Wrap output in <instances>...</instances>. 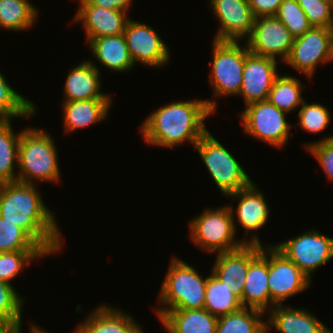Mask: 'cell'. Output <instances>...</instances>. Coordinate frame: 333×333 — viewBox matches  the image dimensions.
<instances>
[{"instance_id": "d6986e66", "label": "cell", "mask_w": 333, "mask_h": 333, "mask_svg": "<svg viewBox=\"0 0 333 333\" xmlns=\"http://www.w3.org/2000/svg\"><path fill=\"white\" fill-rule=\"evenodd\" d=\"M100 69L92 60H84L72 67L65 79L62 102L82 100H113L101 91Z\"/></svg>"}, {"instance_id": "d6a6232c", "label": "cell", "mask_w": 333, "mask_h": 333, "mask_svg": "<svg viewBox=\"0 0 333 333\" xmlns=\"http://www.w3.org/2000/svg\"><path fill=\"white\" fill-rule=\"evenodd\" d=\"M48 255L44 251H14L0 253V280L11 285L19 273L24 268L30 266L34 260L46 258Z\"/></svg>"}, {"instance_id": "836d02e7", "label": "cell", "mask_w": 333, "mask_h": 333, "mask_svg": "<svg viewBox=\"0 0 333 333\" xmlns=\"http://www.w3.org/2000/svg\"><path fill=\"white\" fill-rule=\"evenodd\" d=\"M43 251L21 228L0 217V253Z\"/></svg>"}, {"instance_id": "d4e9b609", "label": "cell", "mask_w": 333, "mask_h": 333, "mask_svg": "<svg viewBox=\"0 0 333 333\" xmlns=\"http://www.w3.org/2000/svg\"><path fill=\"white\" fill-rule=\"evenodd\" d=\"M159 319L168 333H216L218 317L202 308L169 310Z\"/></svg>"}, {"instance_id": "ba28073f", "label": "cell", "mask_w": 333, "mask_h": 333, "mask_svg": "<svg viewBox=\"0 0 333 333\" xmlns=\"http://www.w3.org/2000/svg\"><path fill=\"white\" fill-rule=\"evenodd\" d=\"M239 113L243 131L254 139L281 148L289 142L290 129L286 113L278 109L268 100L251 103Z\"/></svg>"}, {"instance_id": "3957f363", "label": "cell", "mask_w": 333, "mask_h": 333, "mask_svg": "<svg viewBox=\"0 0 333 333\" xmlns=\"http://www.w3.org/2000/svg\"><path fill=\"white\" fill-rule=\"evenodd\" d=\"M54 138L38 127L24 128L18 149L17 181L59 183L61 172Z\"/></svg>"}, {"instance_id": "5bb4252c", "label": "cell", "mask_w": 333, "mask_h": 333, "mask_svg": "<svg viewBox=\"0 0 333 333\" xmlns=\"http://www.w3.org/2000/svg\"><path fill=\"white\" fill-rule=\"evenodd\" d=\"M259 189L260 188L252 182L248 187L225 197H232V201L236 200L238 202L236 203L237 206L235 209L228 205L235 230H237V224H240L245 232L244 237L251 236L249 244L263 245V242L260 241L261 239L257 234L268 222L270 210L263 192Z\"/></svg>"}, {"instance_id": "7c38bea8", "label": "cell", "mask_w": 333, "mask_h": 333, "mask_svg": "<svg viewBox=\"0 0 333 333\" xmlns=\"http://www.w3.org/2000/svg\"><path fill=\"white\" fill-rule=\"evenodd\" d=\"M123 35L134 64L139 62L157 69L168 64L170 48L149 24L129 18Z\"/></svg>"}, {"instance_id": "f1b7e54d", "label": "cell", "mask_w": 333, "mask_h": 333, "mask_svg": "<svg viewBox=\"0 0 333 333\" xmlns=\"http://www.w3.org/2000/svg\"><path fill=\"white\" fill-rule=\"evenodd\" d=\"M280 74L274 81L267 100L280 110L291 113L297 110L303 101L302 91L305 88L295 76Z\"/></svg>"}, {"instance_id": "ab89813d", "label": "cell", "mask_w": 333, "mask_h": 333, "mask_svg": "<svg viewBox=\"0 0 333 333\" xmlns=\"http://www.w3.org/2000/svg\"><path fill=\"white\" fill-rule=\"evenodd\" d=\"M93 5L113 9L125 11L129 14L130 6H132L133 0H89Z\"/></svg>"}, {"instance_id": "f546056e", "label": "cell", "mask_w": 333, "mask_h": 333, "mask_svg": "<svg viewBox=\"0 0 333 333\" xmlns=\"http://www.w3.org/2000/svg\"><path fill=\"white\" fill-rule=\"evenodd\" d=\"M208 275L204 309L216 317L240 310L242 308L240 299L212 272Z\"/></svg>"}, {"instance_id": "4fadbf2b", "label": "cell", "mask_w": 333, "mask_h": 333, "mask_svg": "<svg viewBox=\"0 0 333 333\" xmlns=\"http://www.w3.org/2000/svg\"><path fill=\"white\" fill-rule=\"evenodd\" d=\"M293 42L294 37L276 16L256 17L251 34L245 41L250 53L280 58L283 62L289 56Z\"/></svg>"}, {"instance_id": "e0dca14e", "label": "cell", "mask_w": 333, "mask_h": 333, "mask_svg": "<svg viewBox=\"0 0 333 333\" xmlns=\"http://www.w3.org/2000/svg\"><path fill=\"white\" fill-rule=\"evenodd\" d=\"M260 252L261 245L245 244L237 250L218 253L215 257L211 272L240 299L241 305L249 264Z\"/></svg>"}, {"instance_id": "8992f818", "label": "cell", "mask_w": 333, "mask_h": 333, "mask_svg": "<svg viewBox=\"0 0 333 333\" xmlns=\"http://www.w3.org/2000/svg\"><path fill=\"white\" fill-rule=\"evenodd\" d=\"M194 148L224 196L244 189L253 182L239 161L235 159V156L209 130L201 137Z\"/></svg>"}, {"instance_id": "9a60e30c", "label": "cell", "mask_w": 333, "mask_h": 333, "mask_svg": "<svg viewBox=\"0 0 333 333\" xmlns=\"http://www.w3.org/2000/svg\"><path fill=\"white\" fill-rule=\"evenodd\" d=\"M219 27L214 40L243 41L251 34L254 15L248 0H210Z\"/></svg>"}, {"instance_id": "60d3db41", "label": "cell", "mask_w": 333, "mask_h": 333, "mask_svg": "<svg viewBox=\"0 0 333 333\" xmlns=\"http://www.w3.org/2000/svg\"><path fill=\"white\" fill-rule=\"evenodd\" d=\"M22 322H20L12 331V333H22ZM30 331L29 333H49L48 331H46L45 329H43L42 327L40 328V326H38L37 324L31 322L30 324ZM51 333V332H50Z\"/></svg>"}, {"instance_id": "4dcf8cb0", "label": "cell", "mask_w": 333, "mask_h": 333, "mask_svg": "<svg viewBox=\"0 0 333 333\" xmlns=\"http://www.w3.org/2000/svg\"><path fill=\"white\" fill-rule=\"evenodd\" d=\"M37 105L17 93L5 76L0 72V121H12L11 118H26L36 114Z\"/></svg>"}, {"instance_id": "4316f807", "label": "cell", "mask_w": 333, "mask_h": 333, "mask_svg": "<svg viewBox=\"0 0 333 333\" xmlns=\"http://www.w3.org/2000/svg\"><path fill=\"white\" fill-rule=\"evenodd\" d=\"M38 10L28 0H0V28L27 31L38 19Z\"/></svg>"}, {"instance_id": "f35d334b", "label": "cell", "mask_w": 333, "mask_h": 333, "mask_svg": "<svg viewBox=\"0 0 333 333\" xmlns=\"http://www.w3.org/2000/svg\"><path fill=\"white\" fill-rule=\"evenodd\" d=\"M254 17L275 16L283 0H248Z\"/></svg>"}, {"instance_id": "83f0119b", "label": "cell", "mask_w": 333, "mask_h": 333, "mask_svg": "<svg viewBox=\"0 0 333 333\" xmlns=\"http://www.w3.org/2000/svg\"><path fill=\"white\" fill-rule=\"evenodd\" d=\"M10 121H0V184L17 181L21 130L15 133Z\"/></svg>"}, {"instance_id": "74e56055", "label": "cell", "mask_w": 333, "mask_h": 333, "mask_svg": "<svg viewBox=\"0 0 333 333\" xmlns=\"http://www.w3.org/2000/svg\"><path fill=\"white\" fill-rule=\"evenodd\" d=\"M317 160L329 181H333V135L304 145Z\"/></svg>"}, {"instance_id": "30bf717a", "label": "cell", "mask_w": 333, "mask_h": 333, "mask_svg": "<svg viewBox=\"0 0 333 333\" xmlns=\"http://www.w3.org/2000/svg\"><path fill=\"white\" fill-rule=\"evenodd\" d=\"M333 61L330 28L311 27L294 38L291 51L283 62L306 77L312 78L318 65Z\"/></svg>"}, {"instance_id": "6da1fadb", "label": "cell", "mask_w": 333, "mask_h": 333, "mask_svg": "<svg viewBox=\"0 0 333 333\" xmlns=\"http://www.w3.org/2000/svg\"><path fill=\"white\" fill-rule=\"evenodd\" d=\"M56 213L48 209L36 184H0V217L21 228L49 256L64 246Z\"/></svg>"}, {"instance_id": "7bdbcfd3", "label": "cell", "mask_w": 333, "mask_h": 333, "mask_svg": "<svg viewBox=\"0 0 333 333\" xmlns=\"http://www.w3.org/2000/svg\"><path fill=\"white\" fill-rule=\"evenodd\" d=\"M330 33H331V47H332V54H333V24L330 27Z\"/></svg>"}, {"instance_id": "d590c367", "label": "cell", "mask_w": 333, "mask_h": 333, "mask_svg": "<svg viewBox=\"0 0 333 333\" xmlns=\"http://www.w3.org/2000/svg\"><path fill=\"white\" fill-rule=\"evenodd\" d=\"M275 16L284 24L294 38L302 36L312 27L307 20L305 12L296 0H283Z\"/></svg>"}, {"instance_id": "52a82bcc", "label": "cell", "mask_w": 333, "mask_h": 333, "mask_svg": "<svg viewBox=\"0 0 333 333\" xmlns=\"http://www.w3.org/2000/svg\"><path fill=\"white\" fill-rule=\"evenodd\" d=\"M213 40V61H210L209 83L218 98L238 95L241 89L245 57L250 53L246 43Z\"/></svg>"}, {"instance_id": "2e32d148", "label": "cell", "mask_w": 333, "mask_h": 333, "mask_svg": "<svg viewBox=\"0 0 333 333\" xmlns=\"http://www.w3.org/2000/svg\"><path fill=\"white\" fill-rule=\"evenodd\" d=\"M278 59L249 53L245 57L241 89L237 96L243 97L245 106L267 100L278 73Z\"/></svg>"}, {"instance_id": "8fae6325", "label": "cell", "mask_w": 333, "mask_h": 333, "mask_svg": "<svg viewBox=\"0 0 333 333\" xmlns=\"http://www.w3.org/2000/svg\"><path fill=\"white\" fill-rule=\"evenodd\" d=\"M311 281L292 261L273 244L268 245V286L270 310L275 305L301 294L309 288Z\"/></svg>"}, {"instance_id": "44dd1931", "label": "cell", "mask_w": 333, "mask_h": 333, "mask_svg": "<svg viewBox=\"0 0 333 333\" xmlns=\"http://www.w3.org/2000/svg\"><path fill=\"white\" fill-rule=\"evenodd\" d=\"M80 322L73 333H141V325L121 309L100 305Z\"/></svg>"}, {"instance_id": "b9f144b4", "label": "cell", "mask_w": 333, "mask_h": 333, "mask_svg": "<svg viewBox=\"0 0 333 333\" xmlns=\"http://www.w3.org/2000/svg\"><path fill=\"white\" fill-rule=\"evenodd\" d=\"M9 330L0 322V333H7Z\"/></svg>"}, {"instance_id": "603a6c76", "label": "cell", "mask_w": 333, "mask_h": 333, "mask_svg": "<svg viewBox=\"0 0 333 333\" xmlns=\"http://www.w3.org/2000/svg\"><path fill=\"white\" fill-rule=\"evenodd\" d=\"M91 54L104 68L125 73L135 67L123 34L104 36L85 41Z\"/></svg>"}, {"instance_id": "e575fe53", "label": "cell", "mask_w": 333, "mask_h": 333, "mask_svg": "<svg viewBox=\"0 0 333 333\" xmlns=\"http://www.w3.org/2000/svg\"><path fill=\"white\" fill-rule=\"evenodd\" d=\"M330 111L321 103H306L304 100L297 117H299V128L310 133H320L324 131L330 124Z\"/></svg>"}, {"instance_id": "7a4b0ae2", "label": "cell", "mask_w": 333, "mask_h": 333, "mask_svg": "<svg viewBox=\"0 0 333 333\" xmlns=\"http://www.w3.org/2000/svg\"><path fill=\"white\" fill-rule=\"evenodd\" d=\"M216 99L176 101L155 109L140 125L149 146L173 148L189 142L192 146L208 131L205 119L217 111Z\"/></svg>"}, {"instance_id": "5b68a950", "label": "cell", "mask_w": 333, "mask_h": 333, "mask_svg": "<svg viewBox=\"0 0 333 333\" xmlns=\"http://www.w3.org/2000/svg\"><path fill=\"white\" fill-rule=\"evenodd\" d=\"M189 234L197 247L210 254L234 251L249 244L246 237L236 239L238 233L228 205L207 208L191 219Z\"/></svg>"}, {"instance_id": "7402d4cb", "label": "cell", "mask_w": 333, "mask_h": 333, "mask_svg": "<svg viewBox=\"0 0 333 333\" xmlns=\"http://www.w3.org/2000/svg\"><path fill=\"white\" fill-rule=\"evenodd\" d=\"M242 307L263 312L270 310L268 286V245H261L260 254L249 264L242 291Z\"/></svg>"}, {"instance_id": "ac0fdd59", "label": "cell", "mask_w": 333, "mask_h": 333, "mask_svg": "<svg viewBox=\"0 0 333 333\" xmlns=\"http://www.w3.org/2000/svg\"><path fill=\"white\" fill-rule=\"evenodd\" d=\"M78 4V10L72 21L82 22L86 41L123 34L130 18L127 12L95 6L89 0H79Z\"/></svg>"}, {"instance_id": "277c9868", "label": "cell", "mask_w": 333, "mask_h": 333, "mask_svg": "<svg viewBox=\"0 0 333 333\" xmlns=\"http://www.w3.org/2000/svg\"><path fill=\"white\" fill-rule=\"evenodd\" d=\"M207 280L208 276L203 277L192 265L174 256L157 298L159 307H155V314L158 320L169 310L204 308Z\"/></svg>"}, {"instance_id": "1f68e13d", "label": "cell", "mask_w": 333, "mask_h": 333, "mask_svg": "<svg viewBox=\"0 0 333 333\" xmlns=\"http://www.w3.org/2000/svg\"><path fill=\"white\" fill-rule=\"evenodd\" d=\"M24 303L14 286L0 280V322L9 331L22 322Z\"/></svg>"}, {"instance_id": "cb8c5ba5", "label": "cell", "mask_w": 333, "mask_h": 333, "mask_svg": "<svg viewBox=\"0 0 333 333\" xmlns=\"http://www.w3.org/2000/svg\"><path fill=\"white\" fill-rule=\"evenodd\" d=\"M113 100H82L62 102L64 132L84 129L106 120Z\"/></svg>"}, {"instance_id": "484cf974", "label": "cell", "mask_w": 333, "mask_h": 333, "mask_svg": "<svg viewBox=\"0 0 333 333\" xmlns=\"http://www.w3.org/2000/svg\"><path fill=\"white\" fill-rule=\"evenodd\" d=\"M265 314L255 308L242 307L236 312L218 317L216 333H266Z\"/></svg>"}, {"instance_id": "8d00e7d4", "label": "cell", "mask_w": 333, "mask_h": 333, "mask_svg": "<svg viewBox=\"0 0 333 333\" xmlns=\"http://www.w3.org/2000/svg\"><path fill=\"white\" fill-rule=\"evenodd\" d=\"M312 27L330 28L333 24V0H296Z\"/></svg>"}, {"instance_id": "9c48e42d", "label": "cell", "mask_w": 333, "mask_h": 333, "mask_svg": "<svg viewBox=\"0 0 333 333\" xmlns=\"http://www.w3.org/2000/svg\"><path fill=\"white\" fill-rule=\"evenodd\" d=\"M302 233L274 246L311 280L318 267L333 259V238L313 228Z\"/></svg>"}, {"instance_id": "ffe728a7", "label": "cell", "mask_w": 333, "mask_h": 333, "mask_svg": "<svg viewBox=\"0 0 333 333\" xmlns=\"http://www.w3.org/2000/svg\"><path fill=\"white\" fill-rule=\"evenodd\" d=\"M266 314V332L270 331V328H276L279 333H333L307 309L287 307L283 304L275 305Z\"/></svg>"}]
</instances>
